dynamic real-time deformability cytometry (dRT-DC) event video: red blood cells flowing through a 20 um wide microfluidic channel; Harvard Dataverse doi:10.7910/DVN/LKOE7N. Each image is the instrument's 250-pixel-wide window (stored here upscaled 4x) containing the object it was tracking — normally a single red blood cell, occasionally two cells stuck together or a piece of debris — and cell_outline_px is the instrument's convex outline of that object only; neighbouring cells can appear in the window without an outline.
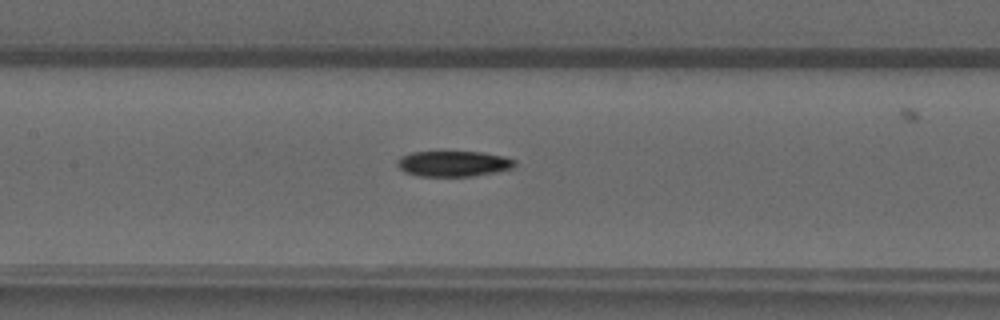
{"species": "common noctule bat (a hibernating species)", "species_latin": "Nyctalus noctula", "temperature_condition": "warm", "stored_images_in_passage": 25, "camera_frame_rate_fps": 3000, "um_per_image_px": 0.085, "animal": {"sex": "male", "forearm_length_mm": 52.5}, "frame": {"image": 1, "passage_image": 9, "time_ms": 2.667, "image_size_px": [1000, 320], "cell_outline_px": [[516, 164], [512, 168], [472, 176], [420, 176], [404, 172], [396, 164], [400, 156], [412, 152], [480, 152], [504, 156], [516, 160]], "centroid_in_image_um": [38.52, 13.91], "position_along_channel_um": 168.9, "area_um2": 17.4}}
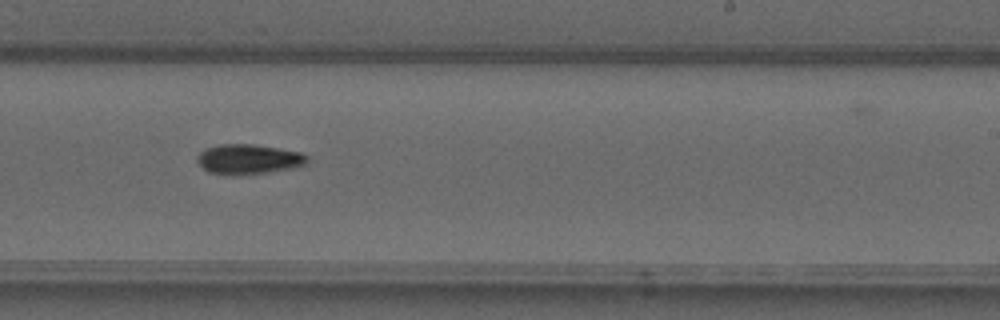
{"frame": {"image": 2, "passage_image": 16, "time_ms": 5.0, "image_size_px": [1000, 320], "cell_outline_px": [[308, 160], [304, 164], [288, 168], [268, 172], [232, 176], [208, 172], [196, 160], [196, 156], [200, 152], [208, 148], [220, 144], [256, 144], [300, 152], [308, 156]], "centroid_in_image_um": [21.08, 13.53], "position_along_channel_um": 267.9, "area_um2": 19.07}}
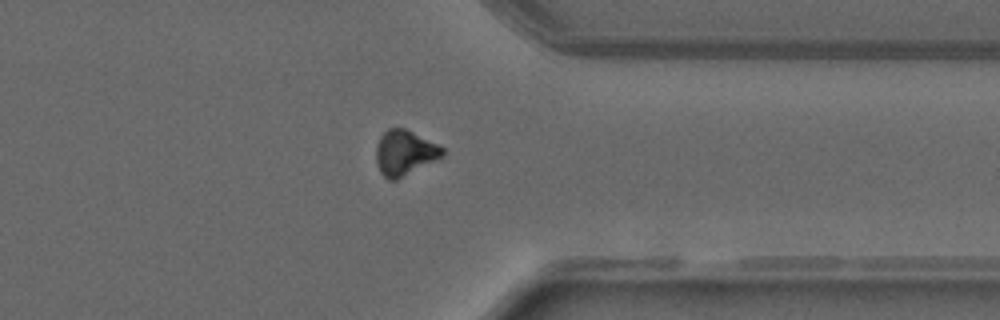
{"frame": {"image": 3, "passage_image": 24, "time_ms": 7.667, "image_size_px": [1000, 320], "cell_outline_px": [[444, 156], [396, 180], [388, 180], [380, 172], [376, 164], [376, 144], [380, 136], [388, 128], [404, 128], [444, 148]], "centroid_in_image_um": [34.36, 13.0], "position_along_channel_um": 377.0, "area_um2": 17.34}}